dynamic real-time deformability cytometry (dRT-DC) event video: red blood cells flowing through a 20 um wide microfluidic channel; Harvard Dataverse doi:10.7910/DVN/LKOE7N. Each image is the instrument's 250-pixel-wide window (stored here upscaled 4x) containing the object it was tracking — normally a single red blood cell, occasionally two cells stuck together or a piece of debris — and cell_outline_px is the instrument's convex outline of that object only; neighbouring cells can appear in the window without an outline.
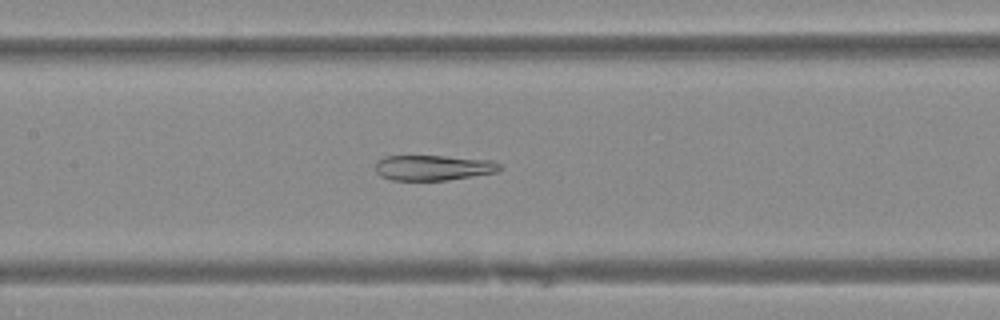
{"species": "Egyptian fruit bat (a non-hibernating species)", "species_latin": "Rousettus aegyptiacus", "temperature_condition": "warm", "stored_images_in_passage": 50, "camera_frame_rate_fps": 3000, "um_per_image_px": 0.085, "animal": {"sex": "female"}, "frame": {"image": 1, "passage_image": 24, "time_ms": 7.667, "image_size_px": [1000, 320], "cell_outline_px": [[504, 168], [496, 172], [448, 180], [392, 180], [380, 176], [376, 172], [376, 164], [384, 156], [444, 156], [492, 160], [500, 164]], "centroid_in_image_um": [36.85, 14.25], "position_along_channel_um": 170.5, "area_um2": 18.32}}
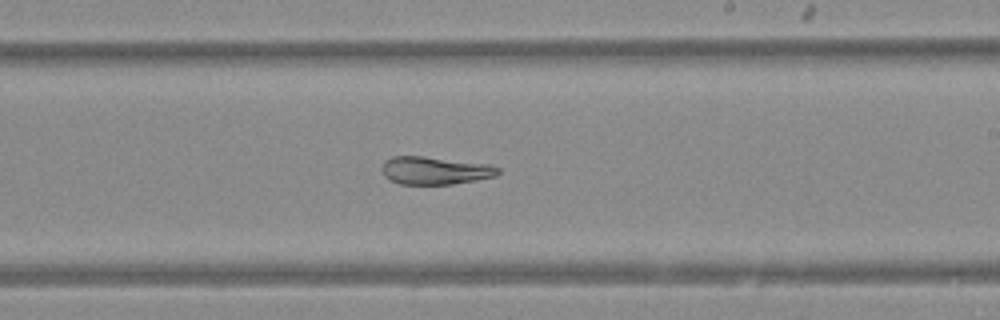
{"frame": {"image": 2, "passage_image": 30, "time_ms": 9.667, "image_size_px": [1000, 320], "cell_outline_px": [[500, 172], [496, 176], [476, 180], [452, 184], [400, 184], [384, 176], [380, 168], [384, 160], [392, 156], [424, 156], [488, 164], [500, 168]], "centroid_in_image_um": [36.95, 14.49], "position_along_channel_um": 252.1, "area_um2": 18.9}}
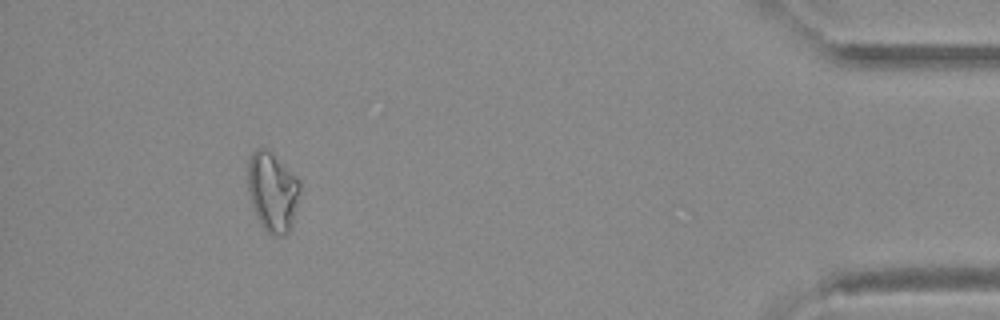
{"frame": {"image": 3, "passage_image": 46, "time_ms": 15.0, "image_size_px": [1000, 320], "cell_outline_px": [[300, 188], [292, 224], [288, 232], [284, 236], [272, 236], [260, 224], [256, 216], [248, 192], [248, 160], [252, 152], [260, 148], [264, 148], [300, 180]], "centroid_in_image_um": [23.15, 16.34], "position_along_channel_um": 412.1, "area_um2": 23.7}}